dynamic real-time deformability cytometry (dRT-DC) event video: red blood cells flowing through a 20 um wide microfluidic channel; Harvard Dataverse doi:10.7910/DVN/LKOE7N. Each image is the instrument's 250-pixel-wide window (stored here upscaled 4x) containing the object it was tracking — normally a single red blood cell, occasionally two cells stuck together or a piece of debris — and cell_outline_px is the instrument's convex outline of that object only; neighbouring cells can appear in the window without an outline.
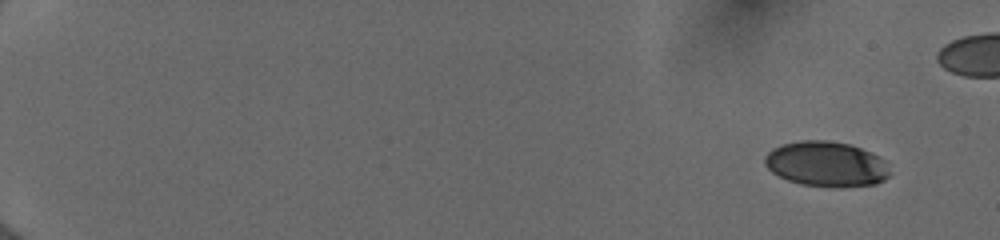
{"species": "human", "species_latin": "Homo sapiens", "temperature_condition": "cold", "stored_images_in_passage": 50, "camera_frame_rate_fps": 3000, "um_per_image_px": 0.085, "donor": {"sex": "female"}, "frame": {"image": 1, "passage_image": 1, "time_ms": 0.0, "image_size_px": [1000, 240], "cell_outline_px": [[888, 176], [884, 180], [876, 184], [840, 188], [836, 188], [800, 184], [788, 180], [772, 172], [764, 164], [764, 156], [772, 148], [780, 144], [800, 140], [828, 140], [852, 144], [872, 152], [880, 156], [884, 160], [888, 172]], "centroid_in_image_um": [70.22, 13.94], "position_along_channel_um": 14.8, "area_um2": 33.35}}
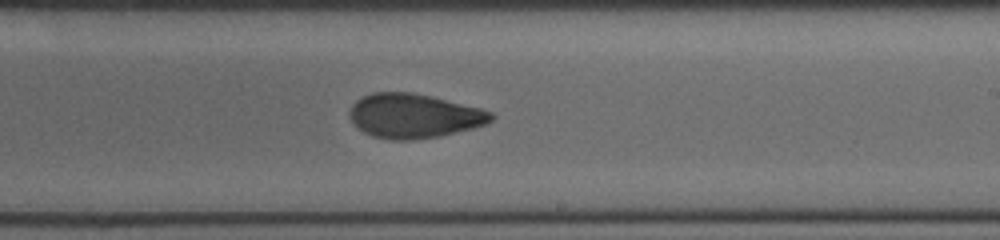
{"frame": {"image": 2, "passage_image": 33, "time_ms": 10.667, "image_size_px": [1000, 240], "cell_outline_px": [[496, 116], [492, 120], [484, 124], [472, 128], [440, 136], [412, 140], [392, 140], [372, 136], [364, 132], [352, 120], [348, 112], [352, 104], [356, 100], [372, 92], [412, 92], [432, 96], [480, 108], [492, 112]], "centroid_in_image_um": [35.18, 9.84], "position_along_channel_um": 253.8, "area_um2": 36.47}}
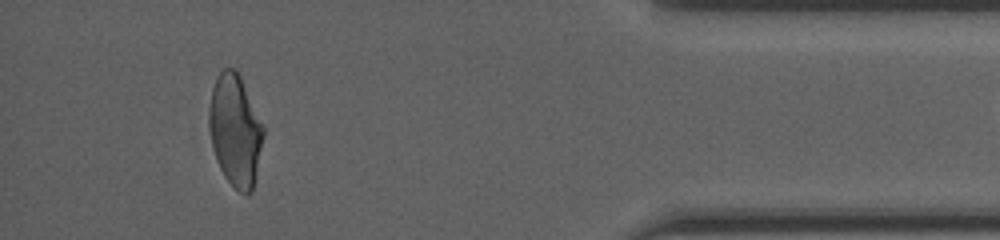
{"frame": {"image": 3, "passage_image": 48, "time_ms": 15.667, "image_size_px": [1000, 240], "cell_outline_px": [[264, 136], [256, 176], [252, 192], [248, 196], [240, 192], [224, 176], [216, 160], [212, 144], [208, 124], [208, 112], [212, 88], [216, 76], [224, 68], [236, 68], [264, 124]], "centroid_in_image_um": [20.0, 11.07], "position_along_channel_um": 415.2, "area_um2": 35.66}}